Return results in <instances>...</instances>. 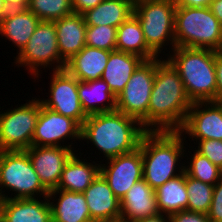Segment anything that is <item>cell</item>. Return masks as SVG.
I'll list each match as a JSON object with an SVG mask.
<instances>
[{
    "label": "cell",
    "instance_id": "4",
    "mask_svg": "<svg viewBox=\"0 0 222 222\" xmlns=\"http://www.w3.org/2000/svg\"><path fill=\"white\" fill-rule=\"evenodd\" d=\"M166 59L178 72L191 102L214 101L216 98L215 50L175 47ZM169 56V57H168Z\"/></svg>",
    "mask_w": 222,
    "mask_h": 222
},
{
    "label": "cell",
    "instance_id": "17",
    "mask_svg": "<svg viewBox=\"0 0 222 222\" xmlns=\"http://www.w3.org/2000/svg\"><path fill=\"white\" fill-rule=\"evenodd\" d=\"M47 198L52 222H94L83 193L53 189L49 191Z\"/></svg>",
    "mask_w": 222,
    "mask_h": 222
},
{
    "label": "cell",
    "instance_id": "13",
    "mask_svg": "<svg viewBox=\"0 0 222 222\" xmlns=\"http://www.w3.org/2000/svg\"><path fill=\"white\" fill-rule=\"evenodd\" d=\"M106 163L100 162V174L121 201L127 191L143 178L142 151L137 148L133 152L110 158Z\"/></svg>",
    "mask_w": 222,
    "mask_h": 222
},
{
    "label": "cell",
    "instance_id": "15",
    "mask_svg": "<svg viewBox=\"0 0 222 222\" xmlns=\"http://www.w3.org/2000/svg\"><path fill=\"white\" fill-rule=\"evenodd\" d=\"M74 149L62 146H31L25 151L43 186L51 191L57 188L62 171Z\"/></svg>",
    "mask_w": 222,
    "mask_h": 222
},
{
    "label": "cell",
    "instance_id": "6",
    "mask_svg": "<svg viewBox=\"0 0 222 222\" xmlns=\"http://www.w3.org/2000/svg\"><path fill=\"white\" fill-rule=\"evenodd\" d=\"M0 188V200L37 196L43 198L49 193L41 183L25 150L0 151ZM3 188L16 194L9 197Z\"/></svg>",
    "mask_w": 222,
    "mask_h": 222
},
{
    "label": "cell",
    "instance_id": "28",
    "mask_svg": "<svg viewBox=\"0 0 222 222\" xmlns=\"http://www.w3.org/2000/svg\"><path fill=\"white\" fill-rule=\"evenodd\" d=\"M155 195L160 213L171 215L175 212L187 210L186 173L183 172L155 189Z\"/></svg>",
    "mask_w": 222,
    "mask_h": 222
},
{
    "label": "cell",
    "instance_id": "24",
    "mask_svg": "<svg viewBox=\"0 0 222 222\" xmlns=\"http://www.w3.org/2000/svg\"><path fill=\"white\" fill-rule=\"evenodd\" d=\"M74 153L64 166L58 190L83 193L100 174V163L93 164ZM86 160V161H85Z\"/></svg>",
    "mask_w": 222,
    "mask_h": 222
},
{
    "label": "cell",
    "instance_id": "2",
    "mask_svg": "<svg viewBox=\"0 0 222 222\" xmlns=\"http://www.w3.org/2000/svg\"><path fill=\"white\" fill-rule=\"evenodd\" d=\"M146 130L141 123L117 110L89 115L81 130V140L90 141L105 161L139 148Z\"/></svg>",
    "mask_w": 222,
    "mask_h": 222
},
{
    "label": "cell",
    "instance_id": "35",
    "mask_svg": "<svg viewBox=\"0 0 222 222\" xmlns=\"http://www.w3.org/2000/svg\"><path fill=\"white\" fill-rule=\"evenodd\" d=\"M170 222H210L208 214L182 210L169 215Z\"/></svg>",
    "mask_w": 222,
    "mask_h": 222
},
{
    "label": "cell",
    "instance_id": "38",
    "mask_svg": "<svg viewBox=\"0 0 222 222\" xmlns=\"http://www.w3.org/2000/svg\"><path fill=\"white\" fill-rule=\"evenodd\" d=\"M177 7L202 8L210 7L213 0H174Z\"/></svg>",
    "mask_w": 222,
    "mask_h": 222
},
{
    "label": "cell",
    "instance_id": "25",
    "mask_svg": "<svg viewBox=\"0 0 222 222\" xmlns=\"http://www.w3.org/2000/svg\"><path fill=\"white\" fill-rule=\"evenodd\" d=\"M143 61L144 59L138 55L117 50L111 51L101 78L117 97Z\"/></svg>",
    "mask_w": 222,
    "mask_h": 222
},
{
    "label": "cell",
    "instance_id": "29",
    "mask_svg": "<svg viewBox=\"0 0 222 222\" xmlns=\"http://www.w3.org/2000/svg\"><path fill=\"white\" fill-rule=\"evenodd\" d=\"M186 189L188 193L187 210L208 214L212 202L214 185L204 183L186 174Z\"/></svg>",
    "mask_w": 222,
    "mask_h": 222
},
{
    "label": "cell",
    "instance_id": "10",
    "mask_svg": "<svg viewBox=\"0 0 222 222\" xmlns=\"http://www.w3.org/2000/svg\"><path fill=\"white\" fill-rule=\"evenodd\" d=\"M155 78V58L144 60L116 98V110L137 119L148 131V106Z\"/></svg>",
    "mask_w": 222,
    "mask_h": 222
},
{
    "label": "cell",
    "instance_id": "44",
    "mask_svg": "<svg viewBox=\"0 0 222 222\" xmlns=\"http://www.w3.org/2000/svg\"><path fill=\"white\" fill-rule=\"evenodd\" d=\"M130 1H131V3H132L133 5H135V4H138V3H140V2L148 1V0H130Z\"/></svg>",
    "mask_w": 222,
    "mask_h": 222
},
{
    "label": "cell",
    "instance_id": "37",
    "mask_svg": "<svg viewBox=\"0 0 222 222\" xmlns=\"http://www.w3.org/2000/svg\"><path fill=\"white\" fill-rule=\"evenodd\" d=\"M103 0H72V7L74 13L83 14L87 10L96 7Z\"/></svg>",
    "mask_w": 222,
    "mask_h": 222
},
{
    "label": "cell",
    "instance_id": "7",
    "mask_svg": "<svg viewBox=\"0 0 222 222\" xmlns=\"http://www.w3.org/2000/svg\"><path fill=\"white\" fill-rule=\"evenodd\" d=\"M176 7L174 0H148L134 5L133 15L141 25L146 44L158 57L169 43L170 51L175 48Z\"/></svg>",
    "mask_w": 222,
    "mask_h": 222
},
{
    "label": "cell",
    "instance_id": "42",
    "mask_svg": "<svg viewBox=\"0 0 222 222\" xmlns=\"http://www.w3.org/2000/svg\"><path fill=\"white\" fill-rule=\"evenodd\" d=\"M8 7L6 6V4L4 3L3 0H0V21L2 19V17L8 12Z\"/></svg>",
    "mask_w": 222,
    "mask_h": 222
},
{
    "label": "cell",
    "instance_id": "31",
    "mask_svg": "<svg viewBox=\"0 0 222 222\" xmlns=\"http://www.w3.org/2000/svg\"><path fill=\"white\" fill-rule=\"evenodd\" d=\"M27 8L41 21H55L74 13L72 0H29Z\"/></svg>",
    "mask_w": 222,
    "mask_h": 222
},
{
    "label": "cell",
    "instance_id": "26",
    "mask_svg": "<svg viewBox=\"0 0 222 222\" xmlns=\"http://www.w3.org/2000/svg\"><path fill=\"white\" fill-rule=\"evenodd\" d=\"M133 10L134 5L130 0H103L82 15L87 26L108 25L118 28L133 14Z\"/></svg>",
    "mask_w": 222,
    "mask_h": 222
},
{
    "label": "cell",
    "instance_id": "20",
    "mask_svg": "<svg viewBox=\"0 0 222 222\" xmlns=\"http://www.w3.org/2000/svg\"><path fill=\"white\" fill-rule=\"evenodd\" d=\"M0 200L4 222H52L47 196Z\"/></svg>",
    "mask_w": 222,
    "mask_h": 222
},
{
    "label": "cell",
    "instance_id": "27",
    "mask_svg": "<svg viewBox=\"0 0 222 222\" xmlns=\"http://www.w3.org/2000/svg\"><path fill=\"white\" fill-rule=\"evenodd\" d=\"M116 50L138 55L144 60L158 57L147 46L141 25L133 14L117 28Z\"/></svg>",
    "mask_w": 222,
    "mask_h": 222
},
{
    "label": "cell",
    "instance_id": "1",
    "mask_svg": "<svg viewBox=\"0 0 222 222\" xmlns=\"http://www.w3.org/2000/svg\"><path fill=\"white\" fill-rule=\"evenodd\" d=\"M191 105L178 72L165 58L156 57L148 131H179Z\"/></svg>",
    "mask_w": 222,
    "mask_h": 222
},
{
    "label": "cell",
    "instance_id": "40",
    "mask_svg": "<svg viewBox=\"0 0 222 222\" xmlns=\"http://www.w3.org/2000/svg\"><path fill=\"white\" fill-rule=\"evenodd\" d=\"M135 222H170V218H169V215L159 212L156 215L149 216L147 218L140 219Z\"/></svg>",
    "mask_w": 222,
    "mask_h": 222
},
{
    "label": "cell",
    "instance_id": "33",
    "mask_svg": "<svg viewBox=\"0 0 222 222\" xmlns=\"http://www.w3.org/2000/svg\"><path fill=\"white\" fill-rule=\"evenodd\" d=\"M198 147L195 150L208 158L214 165L222 170V140H195Z\"/></svg>",
    "mask_w": 222,
    "mask_h": 222
},
{
    "label": "cell",
    "instance_id": "5",
    "mask_svg": "<svg viewBox=\"0 0 222 222\" xmlns=\"http://www.w3.org/2000/svg\"><path fill=\"white\" fill-rule=\"evenodd\" d=\"M175 47L222 51V25L209 7H176Z\"/></svg>",
    "mask_w": 222,
    "mask_h": 222
},
{
    "label": "cell",
    "instance_id": "12",
    "mask_svg": "<svg viewBox=\"0 0 222 222\" xmlns=\"http://www.w3.org/2000/svg\"><path fill=\"white\" fill-rule=\"evenodd\" d=\"M81 130L82 126L76 120L56 113L41 103L31 146H62L74 149L71 145L73 143L63 145V142L68 139L81 141Z\"/></svg>",
    "mask_w": 222,
    "mask_h": 222
},
{
    "label": "cell",
    "instance_id": "9",
    "mask_svg": "<svg viewBox=\"0 0 222 222\" xmlns=\"http://www.w3.org/2000/svg\"><path fill=\"white\" fill-rule=\"evenodd\" d=\"M40 110V99L32 97L19 107L17 105L6 112L0 111V151L26 150L31 147Z\"/></svg>",
    "mask_w": 222,
    "mask_h": 222
},
{
    "label": "cell",
    "instance_id": "22",
    "mask_svg": "<svg viewBox=\"0 0 222 222\" xmlns=\"http://www.w3.org/2000/svg\"><path fill=\"white\" fill-rule=\"evenodd\" d=\"M111 51L85 46L66 62L65 70L79 81L100 79Z\"/></svg>",
    "mask_w": 222,
    "mask_h": 222
},
{
    "label": "cell",
    "instance_id": "19",
    "mask_svg": "<svg viewBox=\"0 0 222 222\" xmlns=\"http://www.w3.org/2000/svg\"><path fill=\"white\" fill-rule=\"evenodd\" d=\"M159 213L155 190L142 178L121 199V216L135 222Z\"/></svg>",
    "mask_w": 222,
    "mask_h": 222
},
{
    "label": "cell",
    "instance_id": "34",
    "mask_svg": "<svg viewBox=\"0 0 222 222\" xmlns=\"http://www.w3.org/2000/svg\"><path fill=\"white\" fill-rule=\"evenodd\" d=\"M210 222H222V177L214 185L213 197L208 212Z\"/></svg>",
    "mask_w": 222,
    "mask_h": 222
},
{
    "label": "cell",
    "instance_id": "8",
    "mask_svg": "<svg viewBox=\"0 0 222 222\" xmlns=\"http://www.w3.org/2000/svg\"><path fill=\"white\" fill-rule=\"evenodd\" d=\"M17 54L14 63L18 67H26L33 79L39 77L42 68L50 69L51 66L53 71L65 69L66 63L61 59L58 50L54 21L40 20L26 46Z\"/></svg>",
    "mask_w": 222,
    "mask_h": 222
},
{
    "label": "cell",
    "instance_id": "39",
    "mask_svg": "<svg viewBox=\"0 0 222 222\" xmlns=\"http://www.w3.org/2000/svg\"><path fill=\"white\" fill-rule=\"evenodd\" d=\"M209 8L222 25V0H213Z\"/></svg>",
    "mask_w": 222,
    "mask_h": 222
},
{
    "label": "cell",
    "instance_id": "18",
    "mask_svg": "<svg viewBox=\"0 0 222 222\" xmlns=\"http://www.w3.org/2000/svg\"><path fill=\"white\" fill-rule=\"evenodd\" d=\"M58 50L66 63L86 46L87 25L82 14L73 13L55 20Z\"/></svg>",
    "mask_w": 222,
    "mask_h": 222
},
{
    "label": "cell",
    "instance_id": "45",
    "mask_svg": "<svg viewBox=\"0 0 222 222\" xmlns=\"http://www.w3.org/2000/svg\"><path fill=\"white\" fill-rule=\"evenodd\" d=\"M0 222H4L3 212L0 206Z\"/></svg>",
    "mask_w": 222,
    "mask_h": 222
},
{
    "label": "cell",
    "instance_id": "36",
    "mask_svg": "<svg viewBox=\"0 0 222 222\" xmlns=\"http://www.w3.org/2000/svg\"><path fill=\"white\" fill-rule=\"evenodd\" d=\"M216 98L213 102L222 104V51H215Z\"/></svg>",
    "mask_w": 222,
    "mask_h": 222
},
{
    "label": "cell",
    "instance_id": "11",
    "mask_svg": "<svg viewBox=\"0 0 222 222\" xmlns=\"http://www.w3.org/2000/svg\"><path fill=\"white\" fill-rule=\"evenodd\" d=\"M48 99H40L42 105L63 116L76 120L81 126L87 115L81 107L78 95V79L65 69L53 71Z\"/></svg>",
    "mask_w": 222,
    "mask_h": 222
},
{
    "label": "cell",
    "instance_id": "3",
    "mask_svg": "<svg viewBox=\"0 0 222 222\" xmlns=\"http://www.w3.org/2000/svg\"><path fill=\"white\" fill-rule=\"evenodd\" d=\"M179 131H146L140 141L143 179L155 190L184 172L185 139ZM180 164V165H179ZM178 166V167H177Z\"/></svg>",
    "mask_w": 222,
    "mask_h": 222
},
{
    "label": "cell",
    "instance_id": "43",
    "mask_svg": "<svg viewBox=\"0 0 222 222\" xmlns=\"http://www.w3.org/2000/svg\"><path fill=\"white\" fill-rule=\"evenodd\" d=\"M103 222H130L129 220H124L122 218L114 219V220H108Z\"/></svg>",
    "mask_w": 222,
    "mask_h": 222
},
{
    "label": "cell",
    "instance_id": "21",
    "mask_svg": "<svg viewBox=\"0 0 222 222\" xmlns=\"http://www.w3.org/2000/svg\"><path fill=\"white\" fill-rule=\"evenodd\" d=\"M39 22L40 19L28 8L9 9L0 21V36L12 41L20 53Z\"/></svg>",
    "mask_w": 222,
    "mask_h": 222
},
{
    "label": "cell",
    "instance_id": "32",
    "mask_svg": "<svg viewBox=\"0 0 222 222\" xmlns=\"http://www.w3.org/2000/svg\"><path fill=\"white\" fill-rule=\"evenodd\" d=\"M86 45L107 51L116 50L117 28L108 25L87 26Z\"/></svg>",
    "mask_w": 222,
    "mask_h": 222
},
{
    "label": "cell",
    "instance_id": "16",
    "mask_svg": "<svg viewBox=\"0 0 222 222\" xmlns=\"http://www.w3.org/2000/svg\"><path fill=\"white\" fill-rule=\"evenodd\" d=\"M91 219L103 222L118 219L121 216V201L114 195L101 174L83 192Z\"/></svg>",
    "mask_w": 222,
    "mask_h": 222
},
{
    "label": "cell",
    "instance_id": "23",
    "mask_svg": "<svg viewBox=\"0 0 222 222\" xmlns=\"http://www.w3.org/2000/svg\"><path fill=\"white\" fill-rule=\"evenodd\" d=\"M78 95L87 116L116 110L117 97L102 78L92 81L78 80Z\"/></svg>",
    "mask_w": 222,
    "mask_h": 222
},
{
    "label": "cell",
    "instance_id": "14",
    "mask_svg": "<svg viewBox=\"0 0 222 222\" xmlns=\"http://www.w3.org/2000/svg\"><path fill=\"white\" fill-rule=\"evenodd\" d=\"M179 132L196 140H222V104L193 102Z\"/></svg>",
    "mask_w": 222,
    "mask_h": 222
},
{
    "label": "cell",
    "instance_id": "41",
    "mask_svg": "<svg viewBox=\"0 0 222 222\" xmlns=\"http://www.w3.org/2000/svg\"><path fill=\"white\" fill-rule=\"evenodd\" d=\"M8 9L27 8L29 0H3Z\"/></svg>",
    "mask_w": 222,
    "mask_h": 222
},
{
    "label": "cell",
    "instance_id": "30",
    "mask_svg": "<svg viewBox=\"0 0 222 222\" xmlns=\"http://www.w3.org/2000/svg\"><path fill=\"white\" fill-rule=\"evenodd\" d=\"M188 159V165L184 164V172L188 176L211 185H215L222 177V170L196 150Z\"/></svg>",
    "mask_w": 222,
    "mask_h": 222
}]
</instances>
